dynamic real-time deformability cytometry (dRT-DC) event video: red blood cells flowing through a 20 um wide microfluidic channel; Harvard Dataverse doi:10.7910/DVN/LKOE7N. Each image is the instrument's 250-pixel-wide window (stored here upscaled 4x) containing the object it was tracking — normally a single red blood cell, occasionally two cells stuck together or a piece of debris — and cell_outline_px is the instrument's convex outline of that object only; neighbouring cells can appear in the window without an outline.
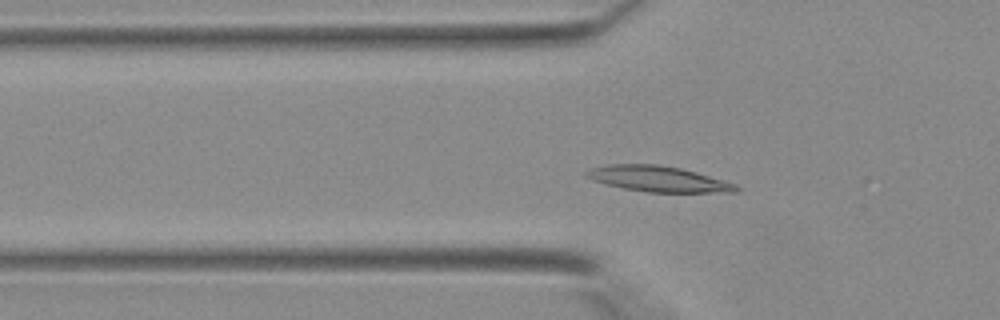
{"species": "Egyptian fruit bat (a non-hibernating species)", "species_latin": "Rousettus aegyptiacus", "temperature_condition": "warm", "stored_images_in_passage": 31, "camera_frame_rate_fps": 3000, "um_per_image_px": 0.085, "animal": {"sex": "female"}, "frame": {"image": 1, "passage_image": 4, "time_ms": 1.0, "image_size_px": [1000, 320], "cell_outline_px": [[740, 188], [736, 192], [648, 192], [624, 188], [592, 180], [584, 176], [584, 172], [592, 168], [608, 164], [660, 164], [680, 168], [696, 172], [724, 180], [736, 184]], "centroid_in_image_um": [55.94, 15.2], "position_along_channel_um": 69.9, "area_um2": 22.31}}
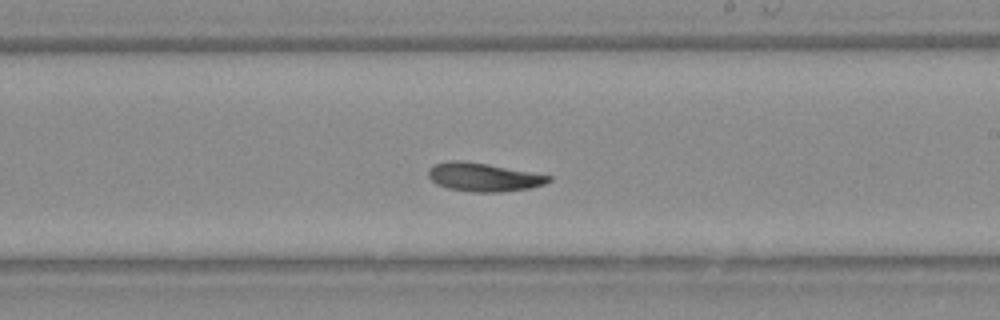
{"frame": {"image": 2, "passage_image": 15, "time_ms": 4.667, "image_size_px": [1000, 320], "cell_outline_px": [[552, 180], [544, 184], [528, 188], [500, 192], [468, 192], [448, 188], [436, 184], [428, 176], [428, 168], [436, 164], [448, 160], [456, 160], [484, 164], [552, 176]], "centroid_in_image_um": [41.06, 15.07], "position_along_channel_um": 247.9, "area_um2": 19.65}}
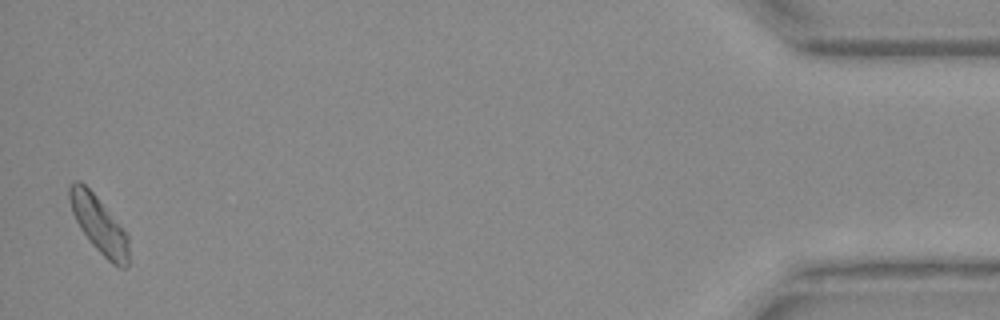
{"frame": {"image": 3, "passage_image": 31, "time_ms": 10.0, "image_size_px": [1000, 320], "cell_outline_px": [[128, 268], [120, 268], [112, 264], [92, 244], [80, 228], [72, 212], [68, 196], [68, 188], [76, 180], [80, 180], [96, 196], [128, 236]], "centroid_in_image_um": [8.4, 19.11], "position_along_channel_um": 426.8, "area_um2": 19.13}}